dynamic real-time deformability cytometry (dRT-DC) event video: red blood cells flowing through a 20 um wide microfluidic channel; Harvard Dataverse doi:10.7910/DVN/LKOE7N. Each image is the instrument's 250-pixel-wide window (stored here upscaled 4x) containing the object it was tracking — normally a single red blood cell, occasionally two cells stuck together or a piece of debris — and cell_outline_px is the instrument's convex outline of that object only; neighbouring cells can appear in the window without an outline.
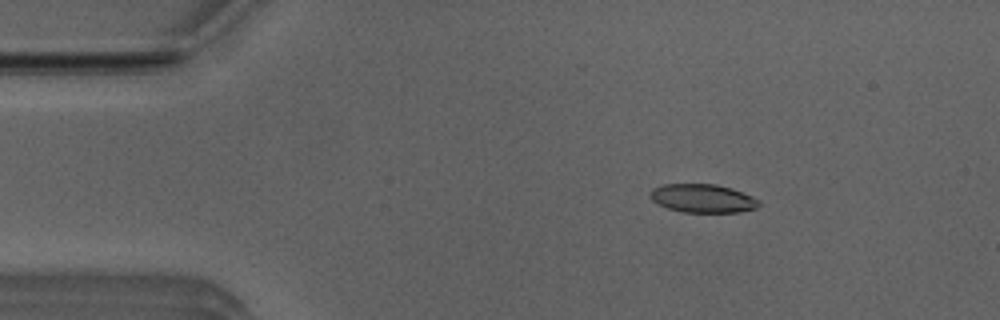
{"species": "Egyptian fruit bat (a non-hibernating species)", "species_latin": "Rousettus aegyptiacus", "temperature_condition": "room temperature", "stored_images_in_passage": 49, "camera_frame_rate_fps": 3000, "um_per_image_px": 0.085, "animal": {"sex": "male"}, "frame": {"image": 1, "passage_image": 6, "time_ms": 1.667, "image_size_px": [1000, 320], "cell_outline_px": [[760, 204], [756, 208], [740, 212], [684, 212], [668, 208], [652, 200], [648, 196], [652, 188], [660, 184], [716, 184], [732, 188], [752, 196], [760, 200]], "centroid_in_image_um": [59.73, 16.85], "position_along_channel_um": 25.3, "area_um2": 18.15}}
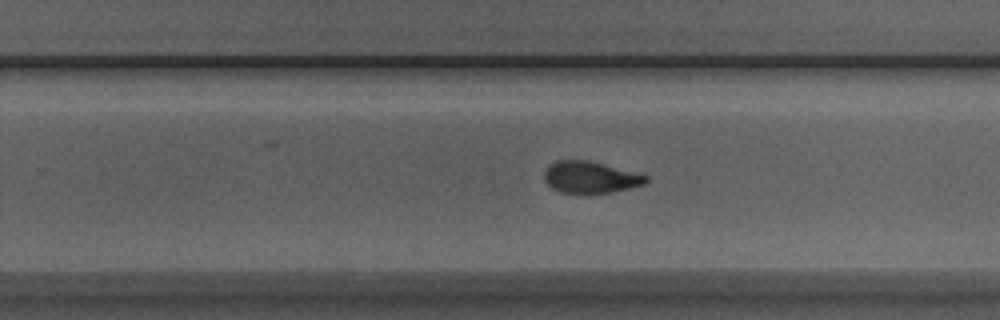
{"frame": {"image": 2, "passage_image": 30, "time_ms": 9.667, "image_size_px": [1000, 320], "cell_outline_px": [[648, 180], [644, 184], [612, 192], [592, 196], [580, 196], [560, 192], [552, 188], [544, 180], [544, 172], [548, 164], [556, 160], [588, 160], [648, 176]], "centroid_in_image_um": [50.11, 15.11], "position_along_channel_um": 279.7, "area_um2": 19.36}}
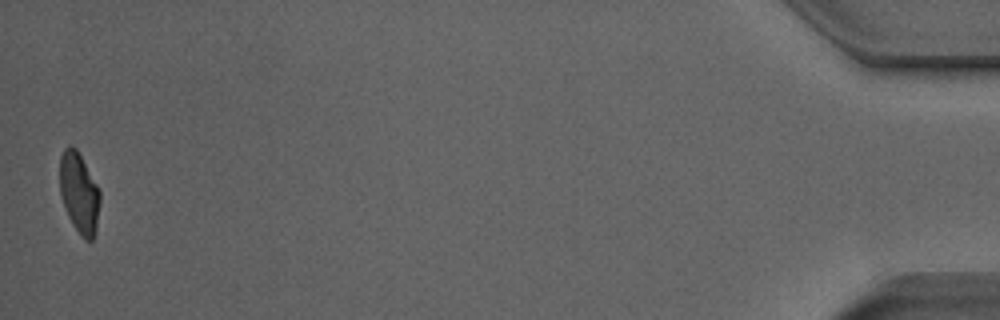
{"frame": {"image": 3, "passage_image": 49, "time_ms": 16.0, "image_size_px": [1000, 320], "cell_outline_px": [[100, 200], [96, 232], [92, 240], [84, 240], [80, 236], [72, 224], [68, 216], [60, 196], [60, 156], [64, 148], [72, 144], [76, 148], [100, 188]], "centroid_in_image_um": [6.73, 16.4], "position_along_channel_um": 428.5, "area_um2": 19.19}, "authors_computed_cell_mechanics": {"area_um2": 19.363, "velocity_mm_per_s": 3.9459, "shape_relaxation_time_tau1_ms": 3.739, "shape_relaxation_time_tau2_ms": 1.3627, "deformation_change_tau1": 0.1796, "deformation_change_tau2": 0.0794}}